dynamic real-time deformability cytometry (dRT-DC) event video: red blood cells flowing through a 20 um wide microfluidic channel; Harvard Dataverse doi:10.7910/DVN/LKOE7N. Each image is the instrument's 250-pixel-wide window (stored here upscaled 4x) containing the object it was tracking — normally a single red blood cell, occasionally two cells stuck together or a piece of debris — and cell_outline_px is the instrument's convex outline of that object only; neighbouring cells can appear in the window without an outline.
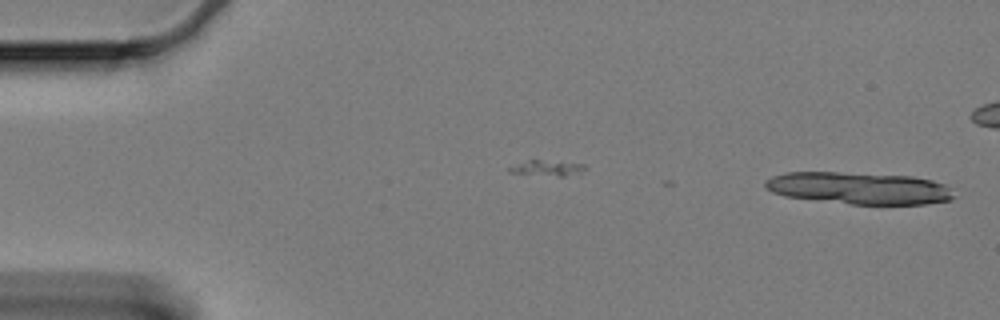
{"species": "Egyptian fruit bat (a non-hibernating species)", "species_latin": "Rousettus aegyptiacus", "temperature_condition": "cold", "stored_images_in_passage": 13, "camera_frame_rate_fps": 3000, "um_per_image_px": 0.085, "animal": {"sex": "female"}, "frame": {"image": 1, "passage_image": 1, "time_ms": 0.0, "image_size_px": [1000, 320], "cell_outline_px": [[956, 196], [952, 200], [924, 204], [852, 204], [784, 196], [772, 192], [764, 184], [764, 180], [772, 176], [788, 172], [840, 172], [912, 176], [932, 180], [944, 184]], "centroid_in_image_um": [73.03, 15.99], "position_along_channel_um": 12.0, "area_um2": 35.14}}